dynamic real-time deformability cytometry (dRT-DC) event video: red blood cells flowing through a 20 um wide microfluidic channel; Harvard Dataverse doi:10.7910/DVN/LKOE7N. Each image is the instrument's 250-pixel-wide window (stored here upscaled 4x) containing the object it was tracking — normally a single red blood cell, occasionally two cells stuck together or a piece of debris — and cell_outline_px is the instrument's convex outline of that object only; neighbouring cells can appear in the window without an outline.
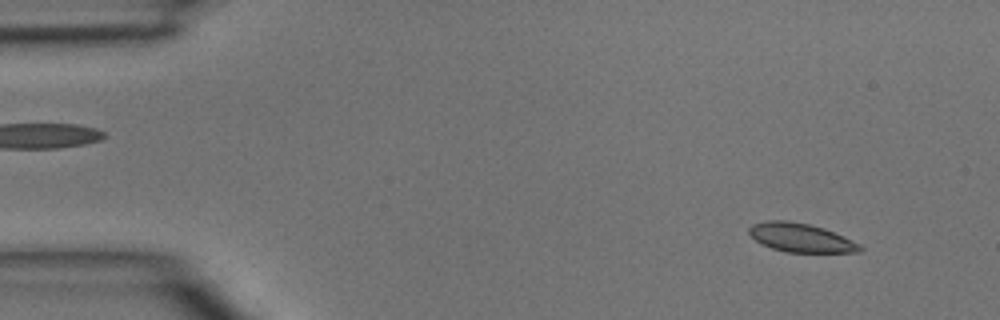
{"species": "common noctule bat (a hibernating species)", "species_latin": "Nyctalus noctula", "temperature_condition": "room temperature", "stored_images_in_passage": 46, "camera_frame_rate_fps": 3000, "um_per_image_px": 0.085, "animal": {"sex": "male", "body_mass_g": 15.6}, "frame": {"image": 1, "passage_image": 4, "time_ms": 1.0, "image_size_px": [1000, 320], "cell_outline_px": [[864, 248], [860, 252], [788, 252], [772, 248], [760, 244], [748, 232], [748, 228], [752, 224], [768, 220], [788, 220], [808, 224], [824, 228], [860, 244]], "centroid_in_image_um": [68.05, 20.2], "position_along_channel_um": 17.0, "area_um2": 18.5}}
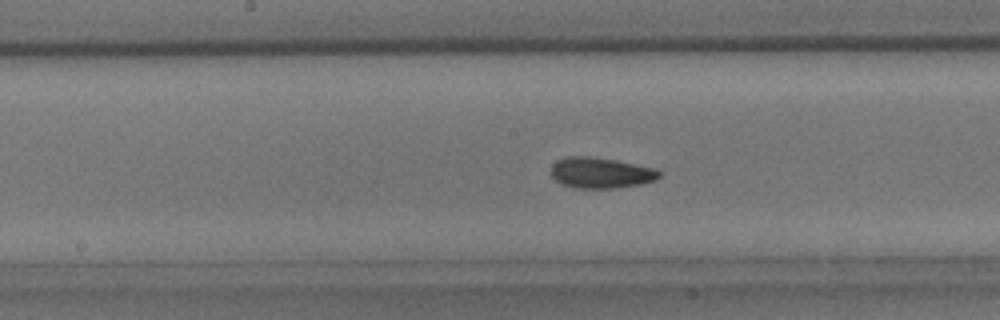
{"frame": {"image": 2, "passage_image": 23, "time_ms": 7.333, "image_size_px": [1000, 320], "cell_outline_px": [[660, 176], [656, 180], [640, 184], [616, 188], [572, 188], [560, 184], [552, 176], [552, 164], [556, 160], [568, 156], [588, 156], [616, 160], [652, 168], [660, 172]], "centroid_in_image_um": [51.02, 14.7], "position_along_channel_um": 197.2, "area_um2": 19.36}}
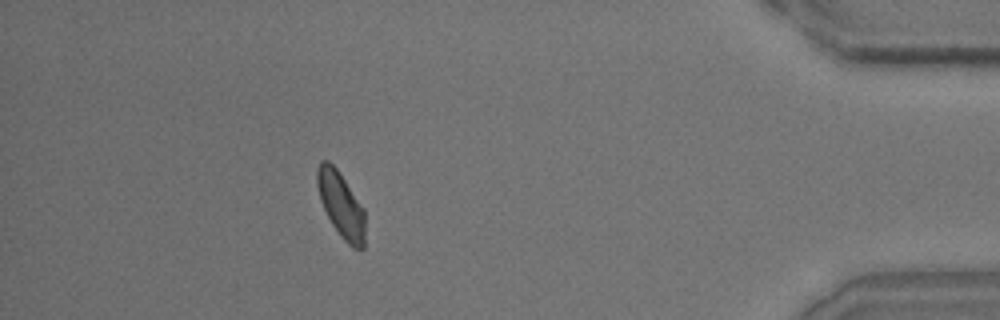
{"frame": {"image": 3, "passage_image": 41, "time_ms": 13.333, "image_size_px": [1000, 320], "cell_outline_px": [[364, 248], [352, 248], [340, 236], [332, 224], [320, 200], [316, 184], [316, 168], [320, 160], [328, 160], [340, 172], [364, 208]], "centroid_in_image_um": [28.96, 17.37], "position_along_channel_um": 406.2, "area_um2": 18.38}}